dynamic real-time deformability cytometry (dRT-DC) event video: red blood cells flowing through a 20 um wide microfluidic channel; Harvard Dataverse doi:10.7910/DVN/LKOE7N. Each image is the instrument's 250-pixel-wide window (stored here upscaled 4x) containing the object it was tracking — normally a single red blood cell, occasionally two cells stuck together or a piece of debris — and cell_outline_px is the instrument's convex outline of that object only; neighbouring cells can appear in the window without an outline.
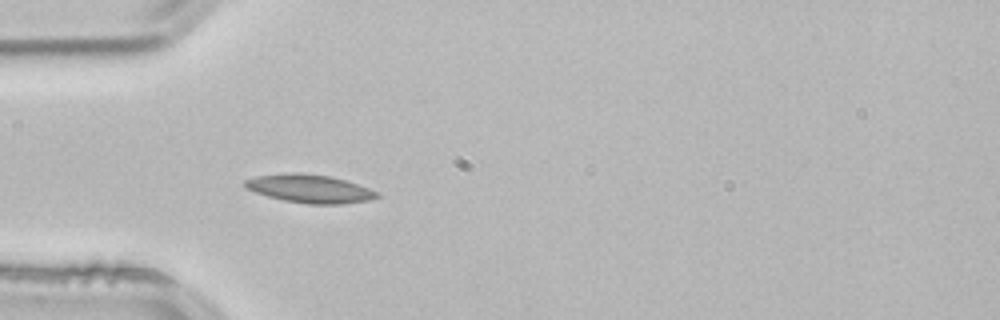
{"species": "common noctule bat (a hibernating species)", "species_latin": "Nyctalus noctula", "temperature_condition": "room temperature", "stored_images_in_passage": 4, "camera_frame_rate_fps": 3000, "um_per_image_px": 0.085, "animal": {"sex": "male", "body_mass_g": 21.5, "forearm_length_mm": 52.0}, "frame": {"image": 1, "passage_image": 4, "time_ms": 1.0, "image_size_px": [1000, 320], "cell_outline_px": [[380, 196], [368, 200], [340, 204], [308, 204], [284, 200], [268, 196], [244, 188], [244, 180], [256, 176], [296, 172], [300, 172], [332, 176], [380, 192]], "centroid_in_image_um": [26.32, 16.03], "position_along_channel_um": 58.7, "area_um2": 21.68}}